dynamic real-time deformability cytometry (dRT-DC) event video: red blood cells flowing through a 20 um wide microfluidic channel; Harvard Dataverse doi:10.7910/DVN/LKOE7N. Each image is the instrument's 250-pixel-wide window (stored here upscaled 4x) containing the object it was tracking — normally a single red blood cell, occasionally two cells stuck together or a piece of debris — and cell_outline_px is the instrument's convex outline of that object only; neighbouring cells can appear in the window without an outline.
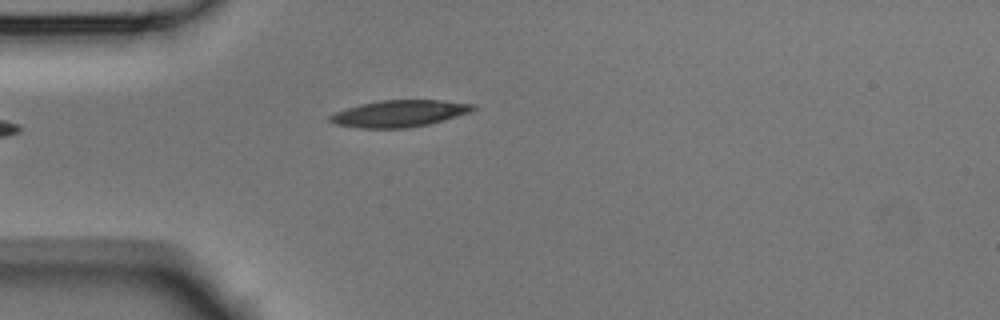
{"species": "Egyptian fruit bat (a non-hibernating species)", "species_latin": "Rousettus aegyptiacus", "temperature_condition": "room temperature", "stored_images_in_passage": 4, "camera_frame_rate_fps": 3000, "um_per_image_px": 0.085, "animal": {"sex": "male"}, "frame": {"image": 1, "passage_image": 4, "time_ms": 1.0, "image_size_px": [1000, 320], "cell_outline_px": [[480, 108], [472, 112], [428, 124], [408, 128], [360, 128], [336, 124], [328, 120], [328, 116], [336, 112], [360, 104], [380, 100], [444, 100], [476, 104]], "centroid_in_image_um": [34.01, 9.64], "position_along_channel_um": 51.0, "area_um2": 22.43}}